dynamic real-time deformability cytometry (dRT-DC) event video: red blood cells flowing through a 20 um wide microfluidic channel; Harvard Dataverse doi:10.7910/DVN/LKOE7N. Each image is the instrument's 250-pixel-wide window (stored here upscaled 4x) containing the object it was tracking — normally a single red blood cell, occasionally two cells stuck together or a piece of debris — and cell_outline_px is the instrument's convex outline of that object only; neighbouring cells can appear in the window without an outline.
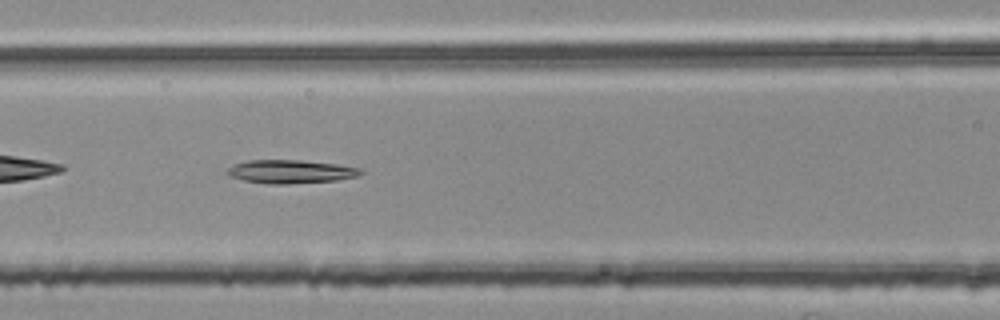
{"species": "common noctule bat (a hibernating species)", "species_latin": "Nyctalus noctula", "temperature_condition": "room temperature", "stored_images_in_passage": 32, "camera_frame_rate_fps": 3000, "um_per_image_px": 0.085, "animal": {"sex": "female", "body_mass_g": 25.1}, "frame": {"image": 1, "passage_image": 8, "time_ms": 2.333, "image_size_px": [1000, 320], "cell_outline_px": [[364, 172], [360, 176], [336, 180], [288, 184], [268, 184], [244, 180], [232, 176], [224, 172], [228, 168], [236, 164], [248, 160], [300, 160], [336, 164], [364, 168]], "centroid_in_image_um": [24.77, 14.58], "position_along_channel_um": 141.8, "area_um2": 18.26}}
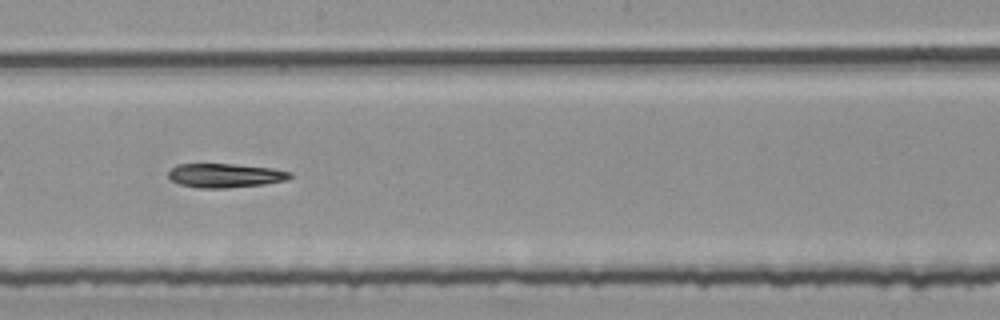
{"frame": {"image": 2, "passage_image": 15, "time_ms": 4.667, "image_size_px": [1000, 320], "cell_outline_px": [[292, 176], [288, 180], [264, 184], [228, 188], [200, 188], [180, 184], [172, 180], [168, 176], [168, 172], [176, 164], [232, 164], [272, 168], [292, 172]], "centroid_in_image_um": [19.16, 14.92], "position_along_channel_um": 229.0, "area_um2": 17.05}}
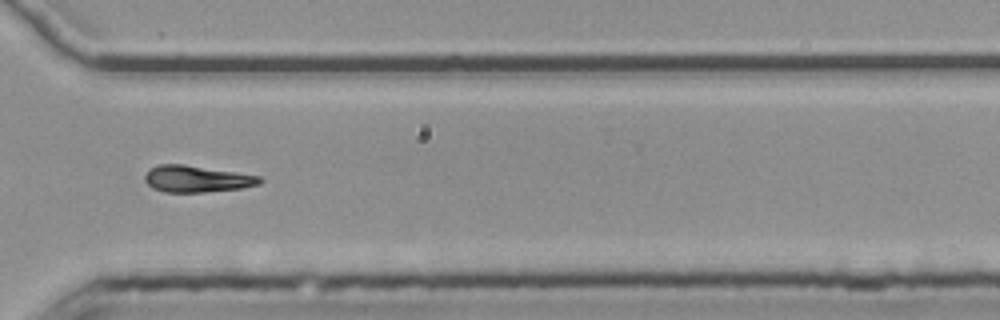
{"frame": {"image": 3, "passage_image": 25, "time_ms": 8.0, "image_size_px": [1000, 320], "cell_outline_px": [[264, 180], [260, 184], [240, 188], [204, 192], [164, 192], [152, 188], [144, 180], [144, 176], [148, 168], [156, 164], [184, 164], [236, 172], [260, 176]], "centroid_in_image_um": [16.68, 15.2], "position_along_channel_um": 353.9, "area_um2": 17.98}, "authors_computed_cell_mechanics": {"area_um2": 17.6868, "velocity_mm_per_s": 3.7458, "shape_relaxation_time_tau1_ms": 8.5179, "shape_relaxation_time_tau2_ms": null, "deformation_change_tau1": 0.2021, "deformation_change_tau2": null}}